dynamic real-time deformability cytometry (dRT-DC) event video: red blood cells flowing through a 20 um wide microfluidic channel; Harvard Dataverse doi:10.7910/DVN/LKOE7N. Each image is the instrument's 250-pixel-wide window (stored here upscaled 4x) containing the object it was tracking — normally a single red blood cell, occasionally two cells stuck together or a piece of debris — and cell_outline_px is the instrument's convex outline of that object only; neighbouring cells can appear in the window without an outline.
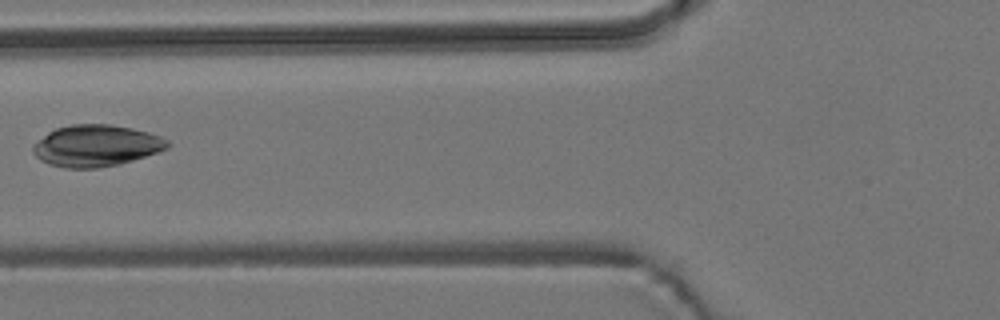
{"species": "common noctule bat (a hibernating species)", "species_latin": "Nyctalus noctula", "temperature_condition": "room temperature", "stored_images_in_passage": 4, "camera_frame_rate_fps": 3000, "um_per_image_px": 0.085, "animal": {"sex": "male", "body_mass_g": 19.2, "forearm_length_mm": 51.8}, "frame": {"image": 1, "passage_image": 3, "time_ms": 2.333, "image_size_px": [1000, 320], "cell_outline_px": [[172, 144], [168, 148], [160, 152], [132, 160], [116, 164], [96, 168], [64, 168], [48, 164], [40, 160], [32, 152], [32, 144], [48, 132], [56, 128], [72, 124], [112, 124], [132, 128], [148, 132], [160, 136], [168, 140]], "centroid_in_image_um": [8.16, 12.38], "position_along_channel_um": 117.6, "area_um2": 32.77}}
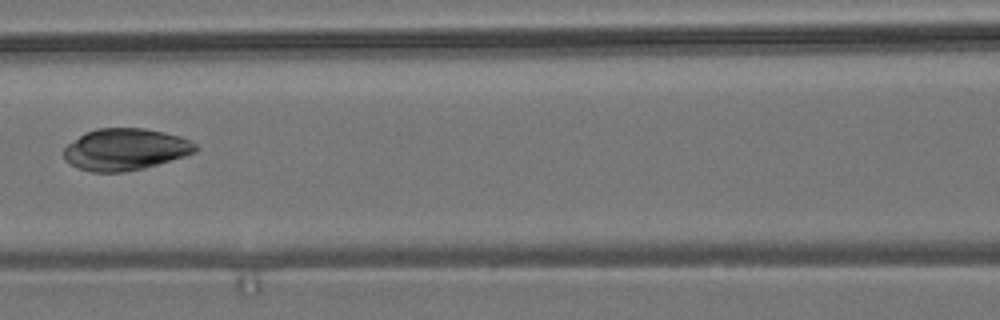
{"frame": {"image": 2, "passage_image": 4, "time_ms": 3.333, "image_size_px": [1000, 320], "cell_outline_px": [[200, 148], [196, 152], [184, 156], [144, 168], [124, 172], [92, 172], [80, 168], [72, 164], [64, 156], [64, 148], [68, 144], [84, 132], [96, 128], [144, 128], [164, 132], [180, 136], [196, 144]], "centroid_in_image_um": [10.67, 12.68], "position_along_channel_um": 155.9, "area_um2": 31.91}}